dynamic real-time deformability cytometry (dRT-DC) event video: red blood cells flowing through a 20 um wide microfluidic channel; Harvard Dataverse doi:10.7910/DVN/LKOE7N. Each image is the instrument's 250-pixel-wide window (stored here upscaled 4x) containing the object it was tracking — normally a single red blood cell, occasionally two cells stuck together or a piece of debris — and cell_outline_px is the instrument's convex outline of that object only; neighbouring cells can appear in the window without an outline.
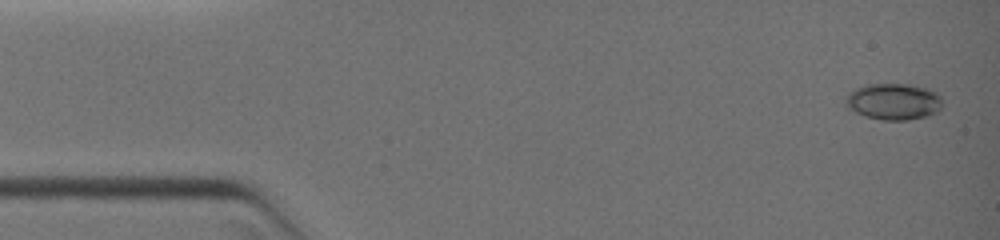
{"species": "common noctule bat (a hibernating species)", "species_latin": "Nyctalus noctula", "temperature_condition": "warm", "stored_images_in_passage": 5, "camera_frame_rate_fps": 3000, "um_per_image_px": 0.085, "animal": {"sex": "female", "body_mass_g": 19.0, "forearm_length_mm": 51.5}, "frame": {"image": 1, "passage_image": 1, "time_ms": 0.0, "image_size_px": [1000, 240], "cell_outline_px": [[940, 108], [936, 112], [928, 116], [908, 120], [884, 120], [864, 116], [848, 108], [844, 104], [844, 96], [848, 92], [864, 84], [908, 84], [928, 88], [936, 92], [940, 96]], "centroid_in_image_um": [75.9, 8.62], "position_along_channel_um": 9.1, "area_um2": 20.75}}
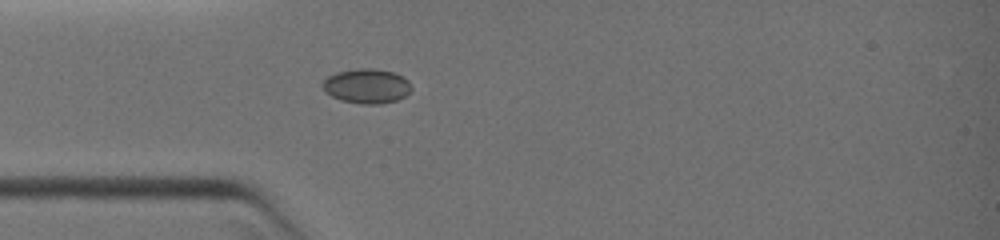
{"frame": {"image": 2, "passage_image": 5, "time_ms": 3.333, "image_size_px": [1000, 240], "cell_outline_px": [[412, 88], [404, 96], [396, 100], [380, 104], [360, 104], [340, 100], [332, 96], [324, 88], [324, 80], [328, 76], [336, 72], [356, 68], [376, 68], [392, 72], [408, 80]], "centroid_in_image_um": [31.18, 7.31], "position_along_channel_um": 53.8, "area_um2": 17.74}}